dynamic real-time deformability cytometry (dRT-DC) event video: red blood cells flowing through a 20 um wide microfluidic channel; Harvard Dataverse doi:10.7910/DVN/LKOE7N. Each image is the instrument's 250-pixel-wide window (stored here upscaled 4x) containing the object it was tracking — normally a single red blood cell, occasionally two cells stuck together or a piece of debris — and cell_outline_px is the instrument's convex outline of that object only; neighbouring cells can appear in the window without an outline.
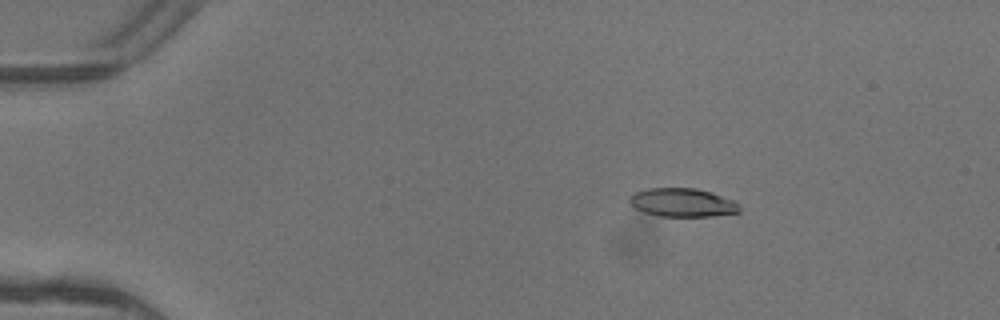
{"species": "common noctule bat (a hibernating species)", "species_latin": "Nyctalus noctula", "temperature_condition": "warm", "stored_images_in_passage": 5, "camera_frame_rate_fps": 3000, "um_per_image_px": 0.085, "animal": {"sex": "female"}, "frame": {"image": 1, "passage_image": 3, "time_ms": 0.667, "image_size_px": [1000, 320], "cell_outline_px": [[740, 212], [712, 216], [660, 216], [644, 212], [636, 208], [628, 200], [636, 192], [648, 188], [696, 188], [736, 200], [740, 208]], "centroid_in_image_um": [58.05, 17.21], "position_along_channel_um": 26.9, "area_um2": 18.15}}